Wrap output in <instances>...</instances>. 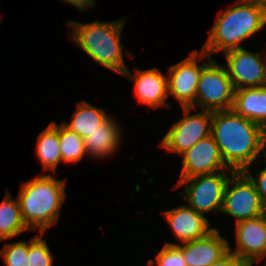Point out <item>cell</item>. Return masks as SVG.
I'll return each mask as SVG.
<instances>
[{"instance_id": "f1b7e54d", "label": "cell", "mask_w": 266, "mask_h": 266, "mask_svg": "<svg viewBox=\"0 0 266 266\" xmlns=\"http://www.w3.org/2000/svg\"><path fill=\"white\" fill-rule=\"evenodd\" d=\"M253 1L261 5L262 7L266 8V0H253Z\"/></svg>"}, {"instance_id": "30bf717a", "label": "cell", "mask_w": 266, "mask_h": 266, "mask_svg": "<svg viewBox=\"0 0 266 266\" xmlns=\"http://www.w3.org/2000/svg\"><path fill=\"white\" fill-rule=\"evenodd\" d=\"M223 55L235 90L266 85L265 60L258 52H249L242 47L228 50Z\"/></svg>"}, {"instance_id": "7c38bea8", "label": "cell", "mask_w": 266, "mask_h": 266, "mask_svg": "<svg viewBox=\"0 0 266 266\" xmlns=\"http://www.w3.org/2000/svg\"><path fill=\"white\" fill-rule=\"evenodd\" d=\"M182 156V169L179 179L212 174L229 169L225 165L219 147L212 135L201 139Z\"/></svg>"}, {"instance_id": "603a6c76", "label": "cell", "mask_w": 266, "mask_h": 266, "mask_svg": "<svg viewBox=\"0 0 266 266\" xmlns=\"http://www.w3.org/2000/svg\"><path fill=\"white\" fill-rule=\"evenodd\" d=\"M29 242L5 243L0 255L6 266H28Z\"/></svg>"}, {"instance_id": "4316f807", "label": "cell", "mask_w": 266, "mask_h": 266, "mask_svg": "<svg viewBox=\"0 0 266 266\" xmlns=\"http://www.w3.org/2000/svg\"><path fill=\"white\" fill-rule=\"evenodd\" d=\"M65 3L76 6L80 11H84L86 8H93L95 6V0H62Z\"/></svg>"}, {"instance_id": "52a82bcc", "label": "cell", "mask_w": 266, "mask_h": 266, "mask_svg": "<svg viewBox=\"0 0 266 266\" xmlns=\"http://www.w3.org/2000/svg\"><path fill=\"white\" fill-rule=\"evenodd\" d=\"M230 173L221 212L233 216L236 223L265 214L266 210L250 178L243 171Z\"/></svg>"}, {"instance_id": "7402d4cb", "label": "cell", "mask_w": 266, "mask_h": 266, "mask_svg": "<svg viewBox=\"0 0 266 266\" xmlns=\"http://www.w3.org/2000/svg\"><path fill=\"white\" fill-rule=\"evenodd\" d=\"M46 240L37 234L29 241L28 266H53V259Z\"/></svg>"}, {"instance_id": "8992f818", "label": "cell", "mask_w": 266, "mask_h": 266, "mask_svg": "<svg viewBox=\"0 0 266 266\" xmlns=\"http://www.w3.org/2000/svg\"><path fill=\"white\" fill-rule=\"evenodd\" d=\"M234 87L225 66L209 60L202 68L196 91V106L205 111H222L232 108Z\"/></svg>"}, {"instance_id": "484cf974", "label": "cell", "mask_w": 266, "mask_h": 266, "mask_svg": "<svg viewBox=\"0 0 266 266\" xmlns=\"http://www.w3.org/2000/svg\"><path fill=\"white\" fill-rule=\"evenodd\" d=\"M209 266H248V265L242 262L233 253L229 251L224 257H222L221 259L212 263Z\"/></svg>"}, {"instance_id": "4fadbf2b", "label": "cell", "mask_w": 266, "mask_h": 266, "mask_svg": "<svg viewBox=\"0 0 266 266\" xmlns=\"http://www.w3.org/2000/svg\"><path fill=\"white\" fill-rule=\"evenodd\" d=\"M122 75L134 83V92L139 103L153 108L171 107L170 103L166 102L169 98L168 77L164 76L158 68L147 70L137 68L135 75H132L127 68Z\"/></svg>"}, {"instance_id": "44dd1931", "label": "cell", "mask_w": 266, "mask_h": 266, "mask_svg": "<svg viewBox=\"0 0 266 266\" xmlns=\"http://www.w3.org/2000/svg\"><path fill=\"white\" fill-rule=\"evenodd\" d=\"M58 138L63 163H76L87 156L84 139L63 123L58 126Z\"/></svg>"}, {"instance_id": "277c9868", "label": "cell", "mask_w": 266, "mask_h": 266, "mask_svg": "<svg viewBox=\"0 0 266 266\" xmlns=\"http://www.w3.org/2000/svg\"><path fill=\"white\" fill-rule=\"evenodd\" d=\"M123 18L109 22L69 21L67 25L72 29V34L68 33L69 39L75 41L95 62L122 75L128 68L123 58L126 51H123L121 44V34L127 20Z\"/></svg>"}, {"instance_id": "5b68a950", "label": "cell", "mask_w": 266, "mask_h": 266, "mask_svg": "<svg viewBox=\"0 0 266 266\" xmlns=\"http://www.w3.org/2000/svg\"><path fill=\"white\" fill-rule=\"evenodd\" d=\"M226 171L212 174L196 175L186 179H179L175 185L183 186V198L187 205L196 212L204 215L213 211H220L223 206L224 191L229 180Z\"/></svg>"}, {"instance_id": "d4e9b609", "label": "cell", "mask_w": 266, "mask_h": 266, "mask_svg": "<svg viewBox=\"0 0 266 266\" xmlns=\"http://www.w3.org/2000/svg\"><path fill=\"white\" fill-rule=\"evenodd\" d=\"M243 172L254 183L255 189L259 194L261 203L264 209L266 210V166L261 169V171H258L256 176H252V174L249 172V168H246Z\"/></svg>"}, {"instance_id": "e0dca14e", "label": "cell", "mask_w": 266, "mask_h": 266, "mask_svg": "<svg viewBox=\"0 0 266 266\" xmlns=\"http://www.w3.org/2000/svg\"><path fill=\"white\" fill-rule=\"evenodd\" d=\"M120 125L111 116L84 139L88 156L105 158L118 149L121 140Z\"/></svg>"}, {"instance_id": "5bb4252c", "label": "cell", "mask_w": 266, "mask_h": 266, "mask_svg": "<svg viewBox=\"0 0 266 266\" xmlns=\"http://www.w3.org/2000/svg\"><path fill=\"white\" fill-rule=\"evenodd\" d=\"M165 244L176 245L183 253L187 266H209L229 252V242L223 238L218 229L206 237L187 242Z\"/></svg>"}, {"instance_id": "7a4b0ae2", "label": "cell", "mask_w": 266, "mask_h": 266, "mask_svg": "<svg viewBox=\"0 0 266 266\" xmlns=\"http://www.w3.org/2000/svg\"><path fill=\"white\" fill-rule=\"evenodd\" d=\"M235 4L218 13L201 49L208 55L242 48L240 43L265 28L266 8L253 0H236Z\"/></svg>"}, {"instance_id": "cb8c5ba5", "label": "cell", "mask_w": 266, "mask_h": 266, "mask_svg": "<svg viewBox=\"0 0 266 266\" xmlns=\"http://www.w3.org/2000/svg\"><path fill=\"white\" fill-rule=\"evenodd\" d=\"M156 262V263H155ZM149 266H187L182 251L176 245L164 244L156 256V261L149 259Z\"/></svg>"}, {"instance_id": "9a60e30c", "label": "cell", "mask_w": 266, "mask_h": 266, "mask_svg": "<svg viewBox=\"0 0 266 266\" xmlns=\"http://www.w3.org/2000/svg\"><path fill=\"white\" fill-rule=\"evenodd\" d=\"M162 214L181 243L204 238L215 229L211 227L205 215L196 212L187 204L162 211Z\"/></svg>"}, {"instance_id": "d6986e66", "label": "cell", "mask_w": 266, "mask_h": 266, "mask_svg": "<svg viewBox=\"0 0 266 266\" xmlns=\"http://www.w3.org/2000/svg\"><path fill=\"white\" fill-rule=\"evenodd\" d=\"M36 155L44 171L51 170L54 173L56 172L59 163L62 161L58 138V124L56 122H51L38 135Z\"/></svg>"}, {"instance_id": "2e32d148", "label": "cell", "mask_w": 266, "mask_h": 266, "mask_svg": "<svg viewBox=\"0 0 266 266\" xmlns=\"http://www.w3.org/2000/svg\"><path fill=\"white\" fill-rule=\"evenodd\" d=\"M231 109L243 118L266 127V85L235 90Z\"/></svg>"}, {"instance_id": "3957f363", "label": "cell", "mask_w": 266, "mask_h": 266, "mask_svg": "<svg viewBox=\"0 0 266 266\" xmlns=\"http://www.w3.org/2000/svg\"><path fill=\"white\" fill-rule=\"evenodd\" d=\"M65 184V180H58L51 174L38 175L21 183L17 198L22 219L29 231L39 230L43 235L59 221L66 198Z\"/></svg>"}, {"instance_id": "83f0119b", "label": "cell", "mask_w": 266, "mask_h": 266, "mask_svg": "<svg viewBox=\"0 0 266 266\" xmlns=\"http://www.w3.org/2000/svg\"><path fill=\"white\" fill-rule=\"evenodd\" d=\"M261 152L262 156L265 157V162H266V127H264L262 131Z\"/></svg>"}, {"instance_id": "8fae6325", "label": "cell", "mask_w": 266, "mask_h": 266, "mask_svg": "<svg viewBox=\"0 0 266 266\" xmlns=\"http://www.w3.org/2000/svg\"><path fill=\"white\" fill-rule=\"evenodd\" d=\"M237 249L229 251L238 259L253 266L266 257V213L236 223Z\"/></svg>"}, {"instance_id": "9c48e42d", "label": "cell", "mask_w": 266, "mask_h": 266, "mask_svg": "<svg viewBox=\"0 0 266 266\" xmlns=\"http://www.w3.org/2000/svg\"><path fill=\"white\" fill-rule=\"evenodd\" d=\"M206 57L208 61L198 65L197 60ZM206 52L193 50L190 56L169 67L168 95H172L182 108L196 109V91L202 68L211 60Z\"/></svg>"}, {"instance_id": "ac0fdd59", "label": "cell", "mask_w": 266, "mask_h": 266, "mask_svg": "<svg viewBox=\"0 0 266 266\" xmlns=\"http://www.w3.org/2000/svg\"><path fill=\"white\" fill-rule=\"evenodd\" d=\"M109 117L110 115H107L104 109L95 107L83 100L77 104V109L71 118V122L62 123L85 139Z\"/></svg>"}, {"instance_id": "6da1fadb", "label": "cell", "mask_w": 266, "mask_h": 266, "mask_svg": "<svg viewBox=\"0 0 266 266\" xmlns=\"http://www.w3.org/2000/svg\"><path fill=\"white\" fill-rule=\"evenodd\" d=\"M262 131L232 109L212 112L211 135L230 171H244L260 158Z\"/></svg>"}, {"instance_id": "ba28073f", "label": "cell", "mask_w": 266, "mask_h": 266, "mask_svg": "<svg viewBox=\"0 0 266 266\" xmlns=\"http://www.w3.org/2000/svg\"><path fill=\"white\" fill-rule=\"evenodd\" d=\"M183 109L185 116L172 124L160 142L161 148L179 155L211 135L212 112L202 110L191 114L192 108Z\"/></svg>"}, {"instance_id": "ffe728a7", "label": "cell", "mask_w": 266, "mask_h": 266, "mask_svg": "<svg viewBox=\"0 0 266 266\" xmlns=\"http://www.w3.org/2000/svg\"><path fill=\"white\" fill-rule=\"evenodd\" d=\"M25 230L29 229L22 219L19 200L6 191L0 203V241L17 237Z\"/></svg>"}]
</instances>
